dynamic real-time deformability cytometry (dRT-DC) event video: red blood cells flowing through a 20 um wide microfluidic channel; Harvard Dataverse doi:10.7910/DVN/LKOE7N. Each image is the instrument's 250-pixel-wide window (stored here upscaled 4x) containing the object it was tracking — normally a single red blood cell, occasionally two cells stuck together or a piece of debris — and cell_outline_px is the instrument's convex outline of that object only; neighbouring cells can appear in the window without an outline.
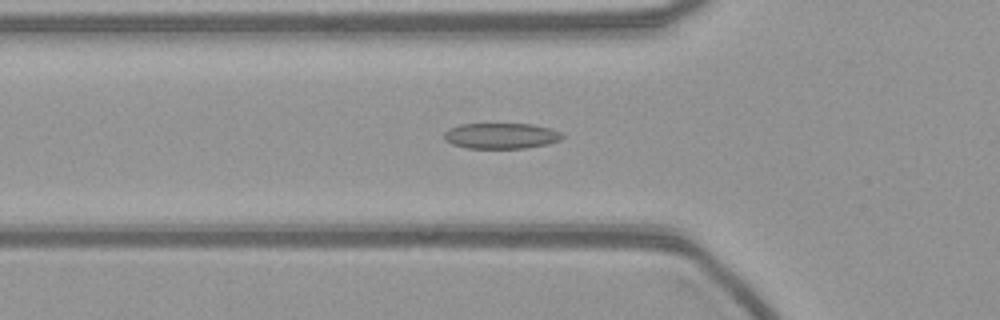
{"species": "common noctule bat (a hibernating species)", "species_latin": "Nyctalus noctula", "temperature_condition": "warm", "stored_images_in_passage": 56, "camera_frame_rate_fps": 3000, "um_per_image_px": 0.085, "animal": {"sex": "female", "body_mass_g": 21.9}, "frame": {"image": 1, "passage_image": 19, "time_ms": 6.0, "image_size_px": [1000, 320], "cell_outline_px": [[564, 136], [560, 140], [548, 144], [524, 148], [468, 148], [452, 144], [444, 140], [444, 132], [448, 128], [460, 124], [532, 124], [548, 128], [560, 132]], "centroid_in_image_um": [42.56, 11.54], "position_along_channel_um": 83.2, "area_um2": 17.69}}
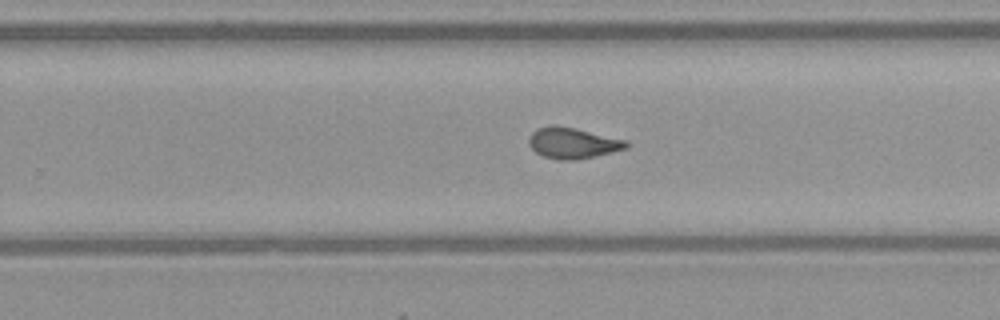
{"frame": {"image": 2, "passage_image": 35, "time_ms": 11.333, "image_size_px": [1000, 320], "cell_outline_px": [[628, 148], [612, 152], [576, 160], [560, 160], [544, 156], [536, 152], [528, 144], [528, 140], [532, 132], [536, 128], [552, 124], [556, 124], [576, 128], [628, 140]], "centroid_in_image_um": [48.68, 12.14], "position_along_channel_um": 281.1, "area_um2": 17.74}}
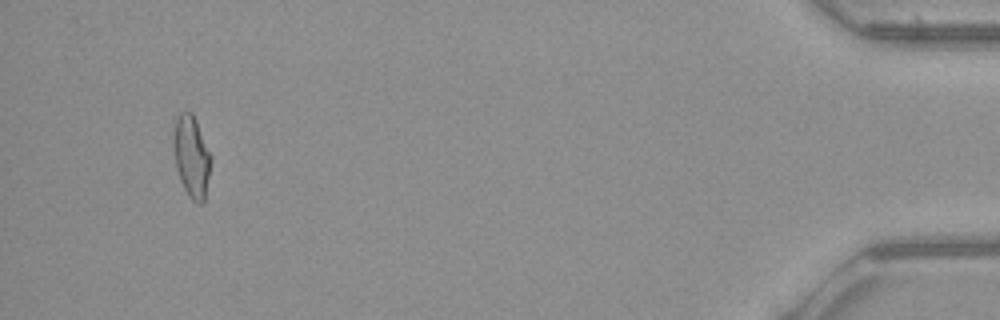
{"frame": {"image": 3, "passage_image": 53, "time_ms": 17.333, "image_size_px": [1000, 320], "cell_outline_px": [[212, 156], [204, 200], [200, 204], [196, 204], [188, 196], [180, 180], [176, 168], [172, 144], [172, 140], [176, 116], [180, 112], [192, 112], [196, 120]], "centroid_in_image_um": [16.26, 13.28], "position_along_channel_um": 418.9, "area_um2": 17.98}}